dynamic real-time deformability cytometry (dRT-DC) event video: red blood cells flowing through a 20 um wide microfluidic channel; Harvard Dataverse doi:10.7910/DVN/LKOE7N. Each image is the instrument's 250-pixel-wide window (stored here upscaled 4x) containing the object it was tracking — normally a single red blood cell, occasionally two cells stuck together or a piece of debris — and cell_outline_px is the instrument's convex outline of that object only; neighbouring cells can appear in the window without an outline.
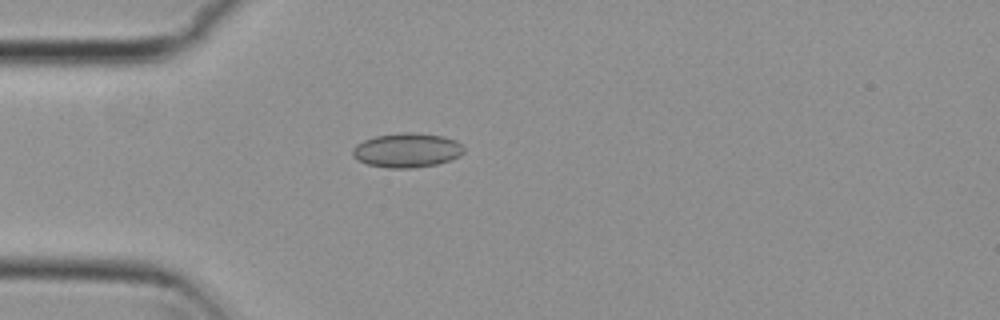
{"species": "common noctule bat (a hibernating species)", "species_latin": "Nyctalus noctula", "temperature_condition": "cold", "stored_images_in_passage": 4, "camera_frame_rate_fps": 3000, "um_per_image_px": 0.085, "animal": {"sex": "female", "body_mass_g": 29.2, "forearm_length_mm": 56.3}, "frame": {"image": 1, "passage_image": 4, "time_ms": 1.0, "image_size_px": [1000, 320], "cell_outline_px": [[464, 152], [460, 156], [436, 164], [412, 168], [388, 168], [368, 164], [352, 156], [352, 148], [356, 144], [364, 140], [376, 136], [404, 132], [412, 132], [444, 136], [456, 140], [464, 148]], "centroid_in_image_um": [34.59, 12.76], "position_along_channel_um": 50.4, "area_um2": 22.2}}